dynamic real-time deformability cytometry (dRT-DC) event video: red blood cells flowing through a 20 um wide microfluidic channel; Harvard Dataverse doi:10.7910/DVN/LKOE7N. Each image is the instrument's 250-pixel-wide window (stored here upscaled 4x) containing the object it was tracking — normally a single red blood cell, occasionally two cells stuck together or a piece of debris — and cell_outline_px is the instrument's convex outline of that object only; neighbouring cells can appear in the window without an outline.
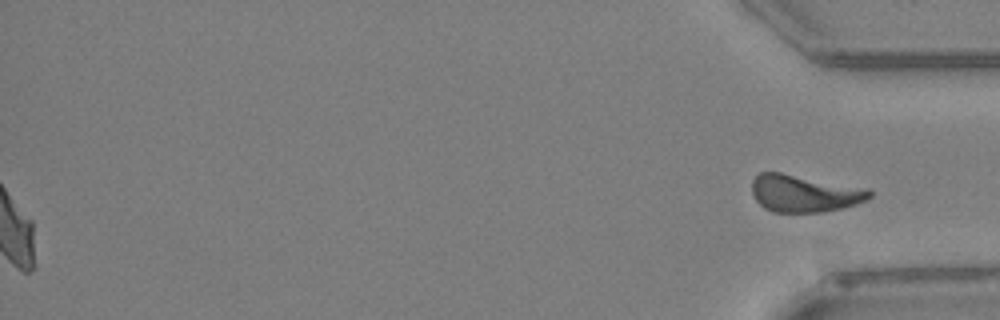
{"species": "Egyptian fruit bat (a non-hibernating species)", "species_latin": "Rousettus aegyptiacus", "temperature_condition": "warm", "stored_images_in_passage": 41, "segment_of_instrument_passage": [2, 2], "camera_frame_rate_fps": 3000, "um_per_image_px": 0.085, "animal": {"sex": "female"}, "frame": {"image": 1, "passage_image": 41, "time_ms": 13.333, "image_size_px": [1000, 320], "cell_outline_px": [[872, 196], [868, 200], [856, 204], [840, 208], [820, 212], [772, 212], [764, 208], [756, 200], [752, 192], [752, 180], [760, 172], [780, 172], [868, 188], [872, 192]], "centroid_in_image_um": [68.37, 16.43], "position_along_channel_um": 366.8, "area_um2": 25.55}}